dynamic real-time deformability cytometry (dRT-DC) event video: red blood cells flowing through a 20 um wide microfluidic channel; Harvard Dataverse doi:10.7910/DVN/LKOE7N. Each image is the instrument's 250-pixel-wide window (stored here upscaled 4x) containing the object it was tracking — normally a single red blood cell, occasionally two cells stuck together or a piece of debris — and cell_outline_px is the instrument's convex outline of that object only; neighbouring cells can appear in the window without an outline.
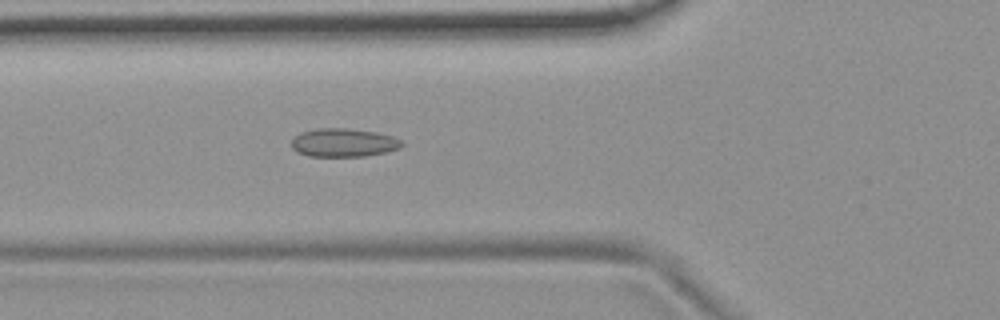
{"species": "common noctule bat (a hibernating species)", "species_latin": "Nyctalus noctula", "temperature_condition": "room temperature", "stored_images_in_passage": 54, "camera_frame_rate_fps": 3000, "um_per_image_px": 0.085, "animal": {"sex": "female", "body_mass_g": 19.9}, "frame": {"image": 1, "passage_image": 20, "time_ms": 6.333, "image_size_px": [1000, 320], "cell_outline_px": [[404, 144], [400, 148], [388, 152], [364, 156], [308, 156], [296, 152], [292, 148], [292, 140], [300, 132], [316, 128], [348, 128], [376, 132], [392, 136], [400, 140]], "centroid_in_image_um": [29.2, 12.12], "position_along_channel_um": 96.6, "area_um2": 18.38}}
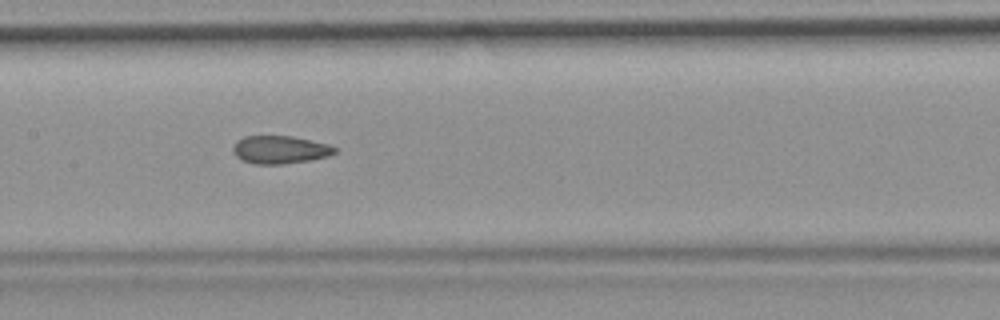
{"frame": {"image": 2, "passage_image": 27, "time_ms": 8.667, "image_size_px": [1000, 320], "cell_outline_px": [[336, 152], [328, 156], [312, 160], [284, 164], [256, 164], [244, 160], [236, 156], [232, 152], [232, 148], [236, 140], [244, 136], [292, 136], [328, 144], [336, 148]], "centroid_in_image_um": [23.79, 12.72], "position_along_channel_um": 183.6, "area_um2": 16.59}}
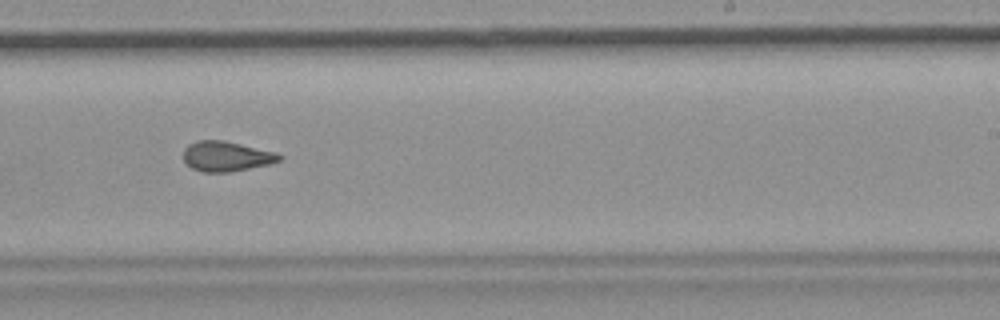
{"frame": {"image": 3, "passage_image": 34, "time_ms": 11.0, "image_size_px": [1000, 320], "cell_outline_px": [[284, 156], [280, 160], [268, 164], [228, 172], [200, 172], [192, 168], [184, 160], [184, 148], [188, 144], [196, 140], [224, 140], [276, 152]], "centroid_in_image_um": [19.22, 13.27], "position_along_channel_um": 269.8, "area_um2": 16.76}, "authors_computed_cell_mechanics": {"area_um2": 17.5134, "velocity_mm_per_s": 3.7128, "shape_relaxation_time_tau1_ms": null, "shape_relaxation_time_tau2_ms": 2.3718, "deformation_change_tau1": null, "deformation_change_tau2": 0.0763}}